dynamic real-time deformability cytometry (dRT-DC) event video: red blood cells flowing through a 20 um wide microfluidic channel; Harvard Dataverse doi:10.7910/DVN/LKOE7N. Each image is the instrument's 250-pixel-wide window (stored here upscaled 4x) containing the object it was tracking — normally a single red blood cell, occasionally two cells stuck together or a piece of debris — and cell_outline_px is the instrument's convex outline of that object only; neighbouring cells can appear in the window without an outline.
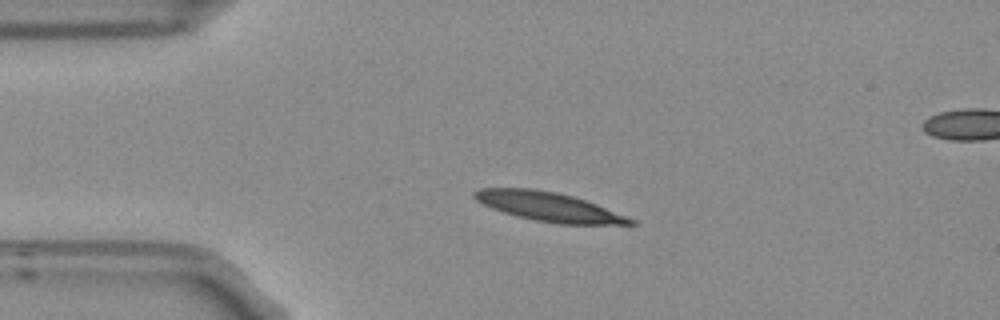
{"species": "Egyptian fruit bat (a non-hibernating species)", "species_latin": "Rousettus aegyptiacus", "temperature_condition": "room temperature", "stored_images_in_passage": 4, "segment_of_instrument_passage": [1, 2], "camera_frame_rate_fps": 3000, "um_per_image_px": 0.085, "frame": {"image": 1, "passage_image": 2, "time_ms": 0.333, "image_size_px": [1000, 320], "cell_outline_px": [[636, 224], [560, 224], [536, 220], [504, 212], [492, 208], [476, 200], [472, 196], [472, 192], [480, 188], [532, 188], [556, 192], [572, 196], [596, 204], [636, 220]], "centroid_in_image_um": [46.62, 17.56], "position_along_channel_um": 38.4, "area_um2": 26.01}}